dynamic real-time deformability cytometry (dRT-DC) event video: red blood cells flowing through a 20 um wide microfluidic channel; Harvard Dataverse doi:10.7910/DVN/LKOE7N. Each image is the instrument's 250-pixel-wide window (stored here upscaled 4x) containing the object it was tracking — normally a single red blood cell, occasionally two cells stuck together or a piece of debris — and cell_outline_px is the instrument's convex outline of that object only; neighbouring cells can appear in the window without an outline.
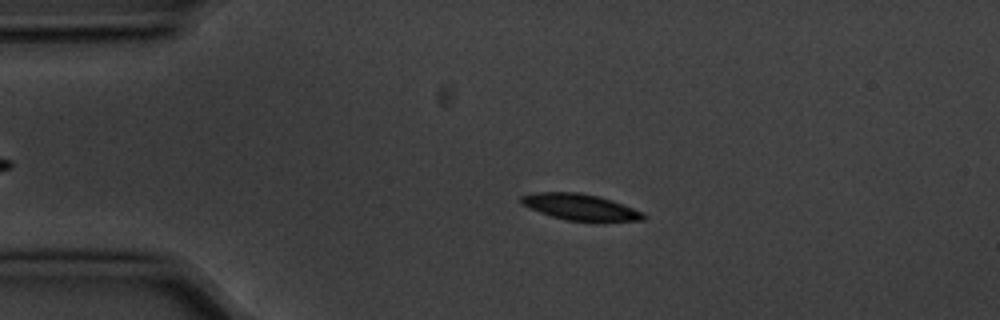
{"species": "common noctule bat (a hibernating species)", "species_latin": "Nyctalus noctula", "temperature_condition": "cold", "stored_images_in_passage": 14, "camera_frame_rate_fps": 3000, "um_per_image_px": 0.085, "animal": {"sex": "male", "body_mass_g": 20.1, "forearm_length_mm": 53.5}, "frame": {"image": 1, "passage_image": 3, "time_ms": 0.667, "image_size_px": [1000, 320], "cell_outline_px": [[648, 216], [644, 220], [600, 224], [596, 224], [564, 220], [540, 212], [520, 204], [520, 196], [536, 192], [580, 192], [612, 200], [644, 212]], "centroid_in_image_um": [49.41, 17.65], "position_along_channel_um": 35.6, "area_um2": 19.59}}
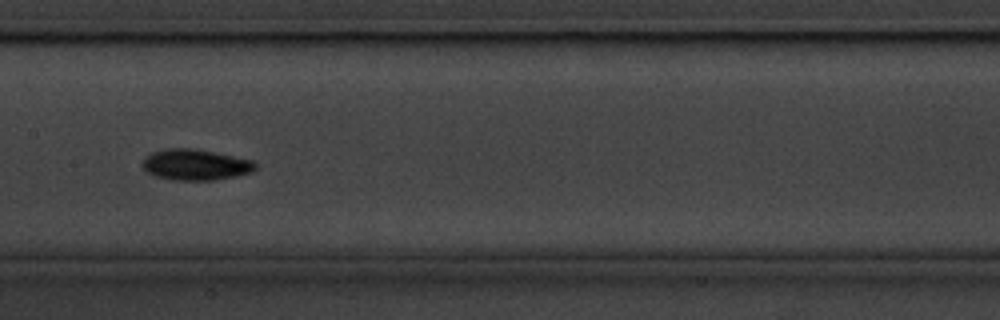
{"frame": {"image": 2, "passage_image": 7, "time_ms": 2.0, "image_size_px": [1000, 320], "cell_outline_px": [[256, 168], [252, 172], [236, 176], [212, 180], [172, 180], [156, 176], [144, 172], [140, 164], [144, 156], [152, 152], [164, 148], [196, 148], [252, 160], [256, 164]], "centroid_in_image_um": [16.54, 13.99], "position_along_channel_um": 190.9, "area_um2": 20.69}}
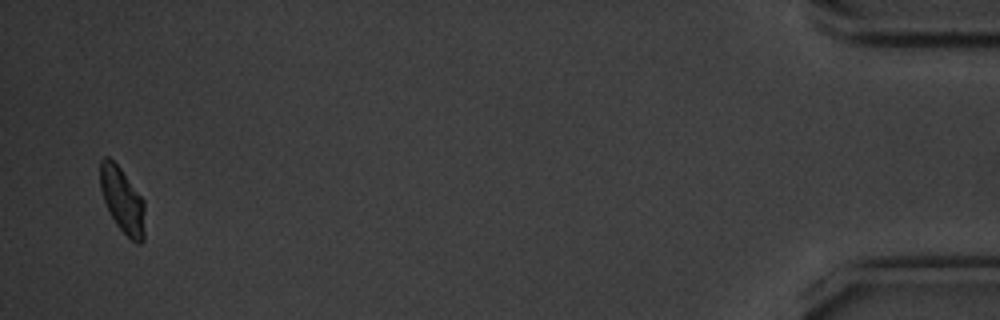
{"frame": {"image": 3, "passage_image": 14, "time_ms": 4.333, "image_size_px": [1000, 320], "cell_outline_px": [[144, 240], [140, 244], [136, 244], [116, 224], [104, 200], [100, 188], [100, 160], [104, 156], [108, 156], [120, 168], [144, 200]], "centroid_in_image_um": [10.4, 17.01], "position_along_channel_um": 424.8, "area_um2": 16.82}}